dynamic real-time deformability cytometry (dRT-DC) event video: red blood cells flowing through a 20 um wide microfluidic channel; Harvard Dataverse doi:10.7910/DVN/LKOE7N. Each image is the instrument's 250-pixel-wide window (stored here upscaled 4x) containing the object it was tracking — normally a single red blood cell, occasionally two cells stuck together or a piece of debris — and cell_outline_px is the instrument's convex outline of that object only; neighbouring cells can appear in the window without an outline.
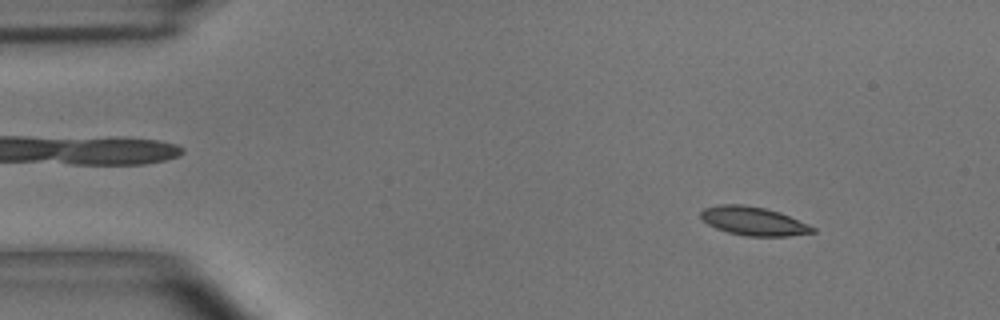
{"species": "common noctule bat (a hibernating species)", "species_latin": "Nyctalus noctula", "temperature_condition": "room temperature", "stored_images_in_passage": 54, "camera_frame_rate_fps": 3000, "um_per_image_px": 0.085, "animal": {"sex": "male", "body_mass_g": 15.6}, "frame": {"image": 1, "passage_image": 6, "time_ms": 1.667, "image_size_px": [1000, 320], "cell_outline_px": [[816, 232], [788, 236], [748, 236], [728, 232], [716, 228], [708, 224], [700, 216], [700, 212], [704, 208], [720, 204], [744, 204], [764, 208], [780, 212], [808, 224], [816, 228]], "centroid_in_image_um": [64.05, 18.79], "position_along_channel_um": 20.9, "area_um2": 18.61}}
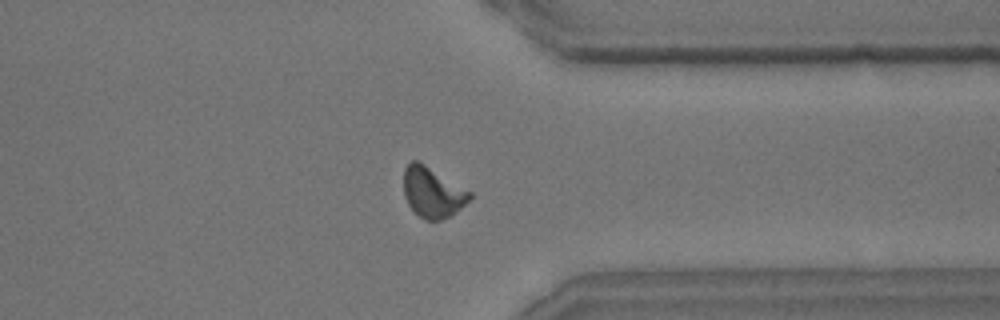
{"frame": {"image": 2, "passage_image": 42, "time_ms": 13.667, "image_size_px": [1000, 320], "cell_outline_px": [[472, 196], [460, 208], [448, 216], [440, 220], [428, 220], [420, 216], [408, 204], [404, 196], [404, 168], [412, 160], [416, 160], [424, 164], [472, 192]], "centroid_in_image_um": [36.75, 16.33], "position_along_channel_um": 374.7, "area_um2": 18.96}}
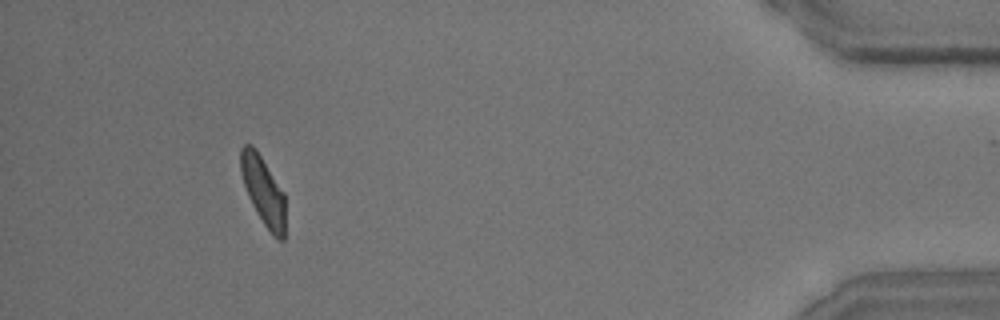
{"frame": {"image": 3, "passage_image": 50, "time_ms": 16.333, "image_size_px": [1000, 320], "cell_outline_px": [[284, 240], [280, 240], [272, 236], [256, 212], [248, 196], [240, 172], [240, 148], [244, 144], [252, 144], [256, 148], [284, 192]], "centroid_in_image_um": [22.36, 16.18], "position_along_channel_um": 412.8, "area_um2": 17.86}, "authors_computed_cell_mechanics": {"area_um2": 18.6116, "velocity_mm_per_s": 3.6403, "shape_relaxation_time_tau1_ms": 4.6139, "shape_relaxation_time_tau2_ms": 0.6941, "deformation_change_tau1": 0.1448, "deformation_change_tau2": 0.0613}}